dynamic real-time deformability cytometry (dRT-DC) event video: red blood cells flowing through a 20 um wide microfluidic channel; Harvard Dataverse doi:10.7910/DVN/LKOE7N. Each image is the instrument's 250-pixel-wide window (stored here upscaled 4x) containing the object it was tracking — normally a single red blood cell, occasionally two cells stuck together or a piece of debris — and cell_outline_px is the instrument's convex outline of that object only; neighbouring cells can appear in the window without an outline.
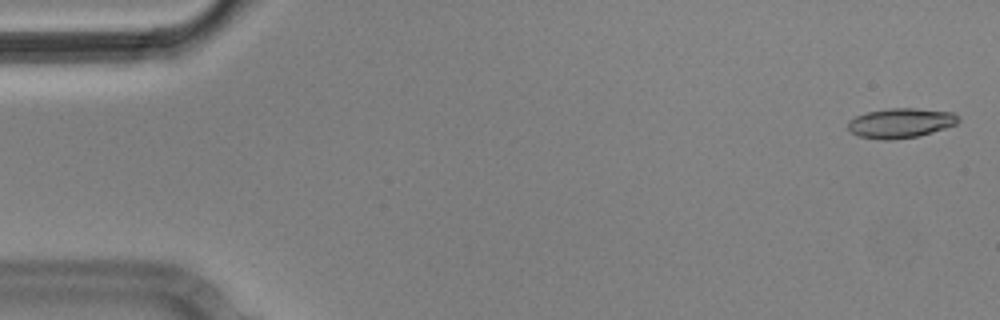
{"species": "Egyptian fruit bat (a non-hibernating species)", "species_latin": "Rousettus aegyptiacus", "temperature_condition": "cold", "stored_images_in_passage": 4, "camera_frame_rate_fps": 3000, "um_per_image_px": 0.085, "animal": {"sex": "male"}, "frame": {"image": 1, "passage_image": 1, "time_ms": 0.0, "image_size_px": [1000, 320], "cell_outline_px": [[960, 120], [956, 124], [944, 128], [916, 136], [888, 140], [884, 140], [856, 136], [848, 128], [848, 120], [856, 116], [868, 112], [888, 108], [916, 108], [952, 112]], "centroid_in_image_um": [76.51, 10.45], "position_along_channel_um": 8.5, "area_um2": 18.9}}